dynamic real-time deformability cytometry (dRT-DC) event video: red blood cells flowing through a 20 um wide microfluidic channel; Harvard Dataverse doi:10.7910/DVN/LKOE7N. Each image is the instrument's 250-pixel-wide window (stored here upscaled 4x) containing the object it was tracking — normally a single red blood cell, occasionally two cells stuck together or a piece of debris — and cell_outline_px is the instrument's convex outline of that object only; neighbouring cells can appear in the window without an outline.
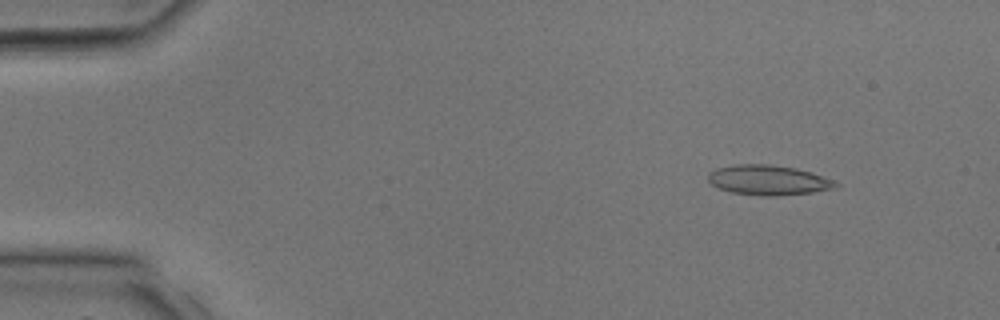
{"species": "common noctule bat (a hibernating species)", "species_latin": "Nyctalus noctula", "temperature_condition": "room temperature", "stored_images_in_passage": 32, "camera_frame_rate_fps": 3000, "um_per_image_px": 0.085, "animal": {"sex": "male", "body_mass_g": 17.9, "forearm_length_mm": 54.2}, "frame": {"image": 1, "passage_image": 3, "time_ms": 0.667, "image_size_px": [1000, 320], "cell_outline_px": [[840, 184], [836, 188], [812, 192], [776, 196], [760, 196], [732, 192], [720, 188], [712, 184], [708, 180], [708, 172], [716, 168], [736, 164], [772, 164], [796, 168], [812, 172], [832, 180]], "centroid_in_image_um": [65.31, 15.3], "position_along_channel_um": 19.7, "area_um2": 22.31}}
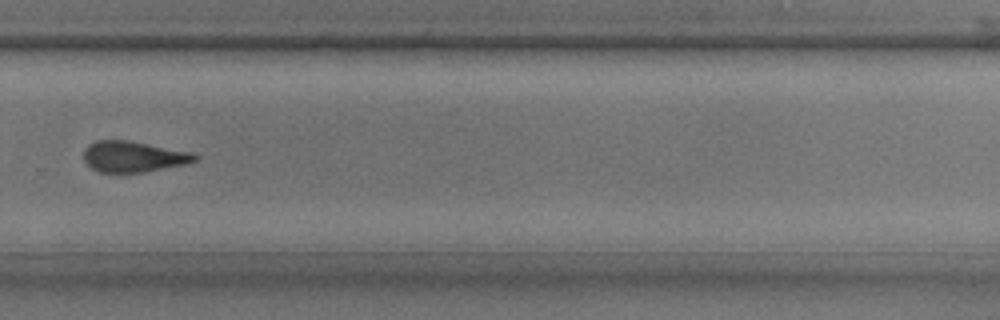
{"frame": {"image": 2, "passage_image": 22, "time_ms": 7.0, "image_size_px": [1000, 320], "cell_outline_px": [[200, 156], [196, 160], [188, 164], [144, 172], [100, 172], [92, 168], [84, 160], [84, 148], [88, 144], [96, 140], [128, 140], [192, 152]], "centroid_in_image_um": [11.36, 13.3], "position_along_channel_um": 318.4, "area_um2": 20.11}}
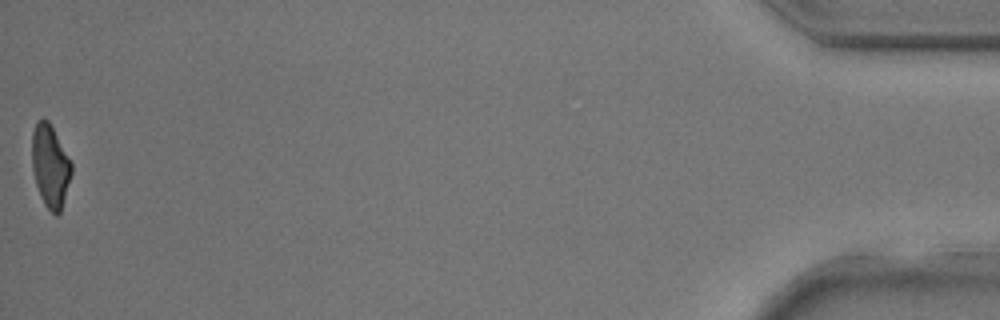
{"frame": {"image": 3, "passage_image": 32, "time_ms": 10.333, "image_size_px": [1000, 320], "cell_outline_px": [[72, 172], [60, 212], [56, 216], [44, 204], [40, 196], [36, 184], [32, 168], [32, 132], [36, 120], [44, 116], [48, 120], [72, 164]], "centroid_in_image_um": [4.25, 14.08], "position_along_channel_um": 431.0, "area_um2": 18.9}}